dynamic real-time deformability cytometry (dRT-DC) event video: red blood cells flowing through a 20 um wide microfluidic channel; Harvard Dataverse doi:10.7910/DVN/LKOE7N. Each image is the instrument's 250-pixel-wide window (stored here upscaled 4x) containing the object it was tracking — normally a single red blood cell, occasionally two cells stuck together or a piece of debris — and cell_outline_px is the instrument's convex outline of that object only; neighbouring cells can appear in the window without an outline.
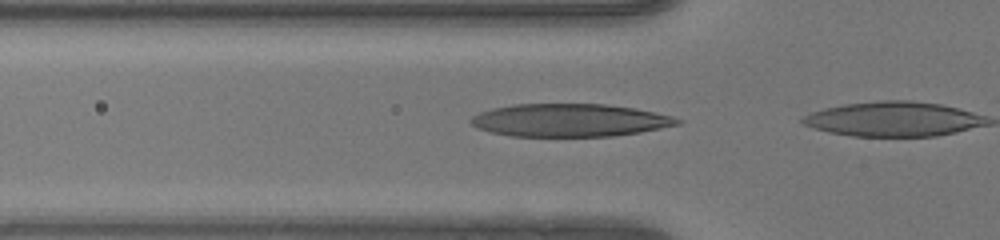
{"species": "human", "species_latin": "Homo sapiens", "temperature_condition": "warm", "stored_images_in_passage": 3, "camera_frame_rate_fps": 3000, "um_per_image_px": 0.085, "donor": {"sex": "female"}, "frame": {"image": 1, "passage_image": 2, "time_ms": 0.333, "image_size_px": [1000, 240], "cell_outline_px": [[684, 120], [680, 124], [640, 132], [612, 136], [512, 136], [492, 132], [476, 128], [468, 120], [472, 116], [480, 112], [492, 108], [512, 104], [604, 104], [636, 108], [672, 116]], "centroid_in_image_um": [48.42, 10.21], "position_along_channel_um": 77.4, "area_um2": 39.59}}